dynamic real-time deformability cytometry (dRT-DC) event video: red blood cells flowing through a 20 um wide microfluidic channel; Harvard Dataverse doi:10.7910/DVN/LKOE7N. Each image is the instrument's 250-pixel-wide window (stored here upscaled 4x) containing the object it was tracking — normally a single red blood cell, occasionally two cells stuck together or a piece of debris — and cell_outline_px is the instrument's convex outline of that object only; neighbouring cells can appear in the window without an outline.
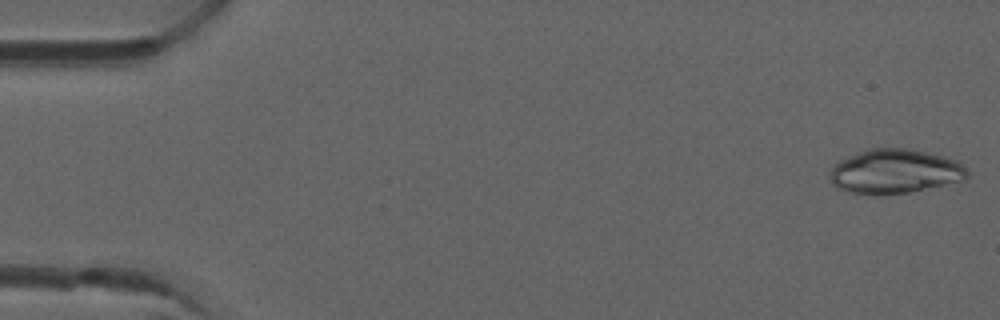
{"species": "common noctule bat (a hibernating species)", "species_latin": "Nyctalus noctula", "temperature_condition": "room temperature", "stored_images_in_passage": 51, "camera_frame_rate_fps": 3000, "um_per_image_px": 0.085, "animal": {"sex": "male", "forearm_length_mm": 52.5}, "frame": {"image": 1, "passage_image": 1, "time_ms": 0.0, "image_size_px": [1000, 320], "cell_outline_px": [[968, 176], [964, 180], [908, 192], [880, 196], [852, 192], [836, 188], [832, 184], [832, 168], [840, 160], [856, 152], [868, 148], [904, 148], [944, 156], [956, 160], [968, 172]], "centroid_in_image_um": [76.04, 14.57], "position_along_channel_um": 9.0, "area_um2": 35.2}}
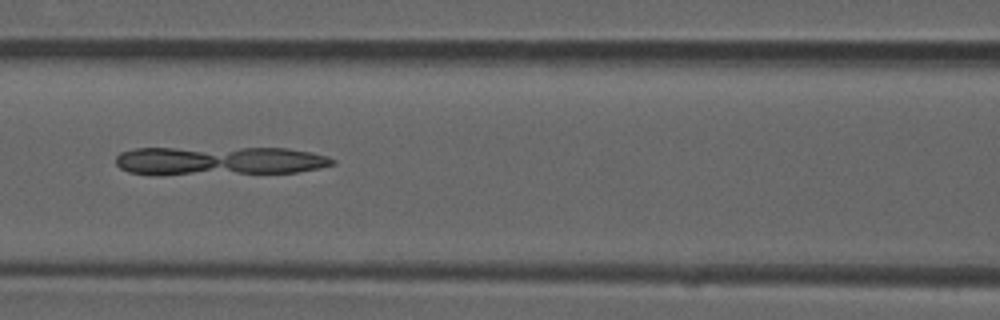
{"frame": {"image": 2, "passage_image": 22, "time_ms": 7.0, "image_size_px": [1000, 320], "cell_outline_px": [[336, 164], [320, 168], [296, 172], [160, 176], [156, 176], [128, 172], [120, 168], [116, 164], [116, 156], [120, 152], [136, 148], [288, 148], [312, 152], [328, 156], [336, 160]], "centroid_in_image_um": [18.61, 13.69], "position_along_channel_um": 148.0, "area_um2": 37.28}}